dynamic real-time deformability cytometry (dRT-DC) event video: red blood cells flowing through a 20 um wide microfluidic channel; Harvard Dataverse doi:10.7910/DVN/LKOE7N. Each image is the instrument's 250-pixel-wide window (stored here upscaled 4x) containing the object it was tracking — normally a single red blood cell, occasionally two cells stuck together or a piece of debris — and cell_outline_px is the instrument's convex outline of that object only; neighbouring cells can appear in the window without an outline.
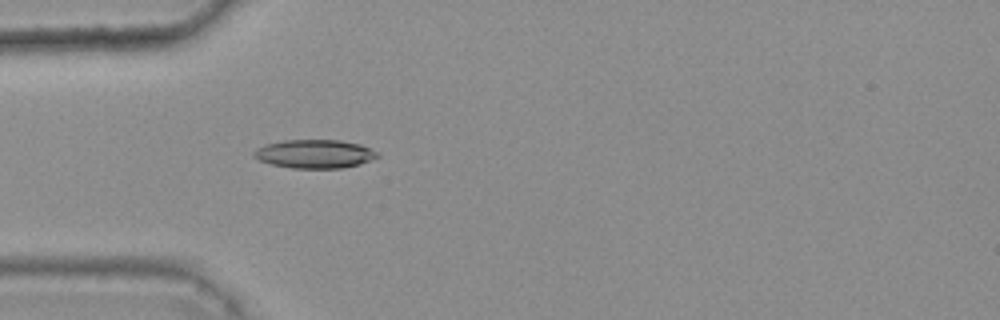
{"species": "common noctule bat (a hibernating species)", "species_latin": "Nyctalus noctula", "temperature_condition": "warm", "stored_images_in_passage": 43, "camera_frame_rate_fps": 3000, "um_per_image_px": 0.085, "animal": {"sex": "female", "body_mass_g": 25.1}, "frame": {"image": 1, "passage_image": 16, "time_ms": 5.0, "image_size_px": [1000, 320], "cell_outline_px": [[380, 156], [360, 164], [340, 168], [292, 168], [272, 164], [260, 160], [252, 156], [252, 152], [256, 148], [268, 144], [284, 140], [340, 140], [360, 144], [376, 152]], "centroid_in_image_um": [26.73, 13.08], "position_along_channel_um": 58.3, "area_um2": 20.4}}
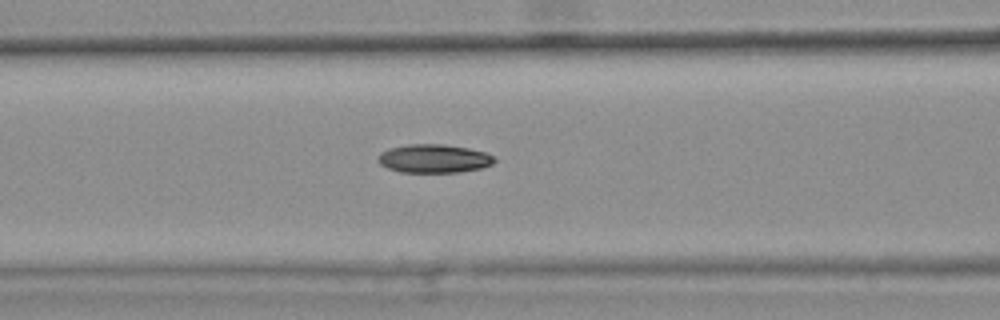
{"frame": {"image": 2, "passage_image": 22, "time_ms": 7.0, "image_size_px": [1000, 320], "cell_outline_px": [[496, 160], [492, 164], [480, 168], [460, 172], [400, 172], [388, 168], [380, 164], [376, 160], [376, 156], [380, 152], [388, 148], [408, 144], [440, 144], [468, 148], [484, 152], [492, 156]], "centroid_in_image_um": [36.82, 13.47], "position_along_channel_um": 129.8, "area_um2": 19.36}}
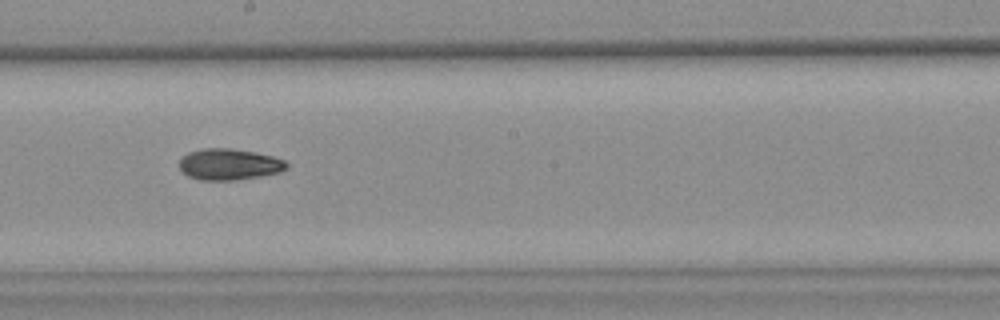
{"frame": {"image": 3, "passage_image": 30, "time_ms": 9.667, "image_size_px": [1000, 320], "cell_outline_px": [[288, 168], [280, 172], [260, 176], [236, 180], [200, 180], [188, 176], [180, 172], [180, 160], [188, 152], [204, 148], [232, 148], [256, 152], [272, 156], [284, 160], [288, 164]], "centroid_in_image_um": [19.48, 13.97], "position_along_channel_um": 228.7, "area_um2": 19.65}}